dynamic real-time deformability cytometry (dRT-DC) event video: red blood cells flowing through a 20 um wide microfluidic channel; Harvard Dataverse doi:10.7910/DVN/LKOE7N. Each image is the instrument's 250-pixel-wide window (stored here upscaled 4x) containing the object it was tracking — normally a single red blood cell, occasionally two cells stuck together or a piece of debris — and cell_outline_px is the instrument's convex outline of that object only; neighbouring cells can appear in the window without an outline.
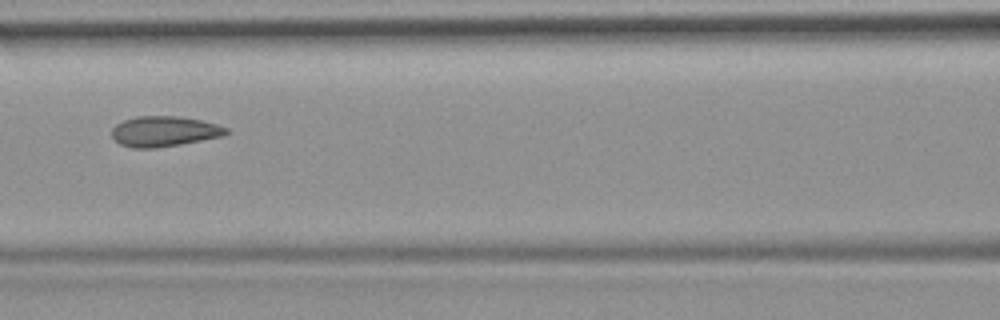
{"species": "common noctule bat (a hibernating species)", "species_latin": "Nyctalus noctula", "temperature_condition": "room temperature", "stored_images_in_passage": 52, "camera_frame_rate_fps": 3000, "um_per_image_px": 0.085, "animal": {"sex": "female", "body_mass_g": 19.9}, "frame": {"image": 1, "passage_image": 23, "time_ms": 7.333, "image_size_px": [1000, 320], "cell_outline_px": [[228, 132], [224, 136], [180, 144], [156, 148], [132, 148], [120, 144], [112, 136], [112, 128], [116, 124], [124, 120], [136, 116], [180, 116], [200, 120], [216, 124], [228, 128]], "centroid_in_image_um": [13.95, 11.16], "position_along_channel_um": 152.6, "area_um2": 20.23}, "authors_computed_cell_mechanics": {"area_um2": 20.4901, "velocity_mm_per_s": 3.7811, "shape_relaxation_time_tau1_ms": null, "shape_relaxation_time_tau2_ms": 1.2093, "deformation_change_tau1": null, "deformation_change_tau2": 0.0598}}